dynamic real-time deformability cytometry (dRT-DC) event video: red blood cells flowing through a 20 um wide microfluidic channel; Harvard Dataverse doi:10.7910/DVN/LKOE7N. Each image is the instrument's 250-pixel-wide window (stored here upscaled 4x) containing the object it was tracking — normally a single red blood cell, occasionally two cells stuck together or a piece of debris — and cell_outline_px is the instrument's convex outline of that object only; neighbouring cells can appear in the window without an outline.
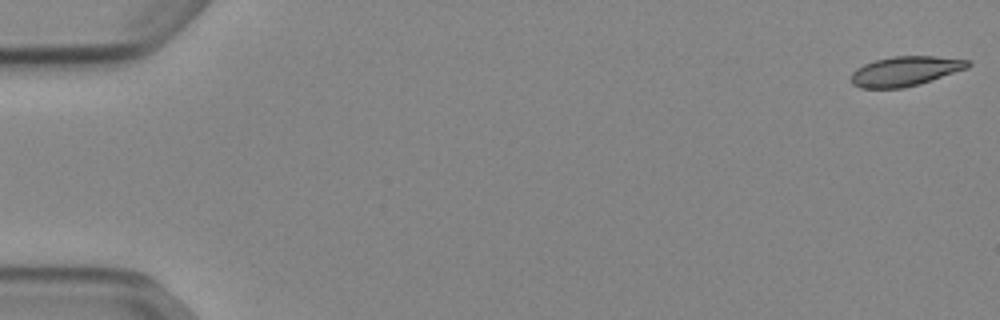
{"species": "Egyptian fruit bat (a non-hibernating species)", "species_latin": "Rousettus aegyptiacus", "temperature_condition": "cold", "stored_images_in_passage": 15, "camera_frame_rate_fps": 3000, "um_per_image_px": 0.085, "animal": {"sex": "female"}, "frame": {"image": 1, "passage_image": 1, "time_ms": 0.0, "image_size_px": [1000, 320], "cell_outline_px": [[972, 64], [968, 68], [920, 84], [904, 88], [860, 88], [852, 84], [852, 72], [856, 68], [864, 64], [876, 60], [892, 56], [936, 56], [972, 60]], "centroid_in_image_um": [76.98, 6.04], "position_along_channel_um": 8.0, "area_um2": 20.35}}